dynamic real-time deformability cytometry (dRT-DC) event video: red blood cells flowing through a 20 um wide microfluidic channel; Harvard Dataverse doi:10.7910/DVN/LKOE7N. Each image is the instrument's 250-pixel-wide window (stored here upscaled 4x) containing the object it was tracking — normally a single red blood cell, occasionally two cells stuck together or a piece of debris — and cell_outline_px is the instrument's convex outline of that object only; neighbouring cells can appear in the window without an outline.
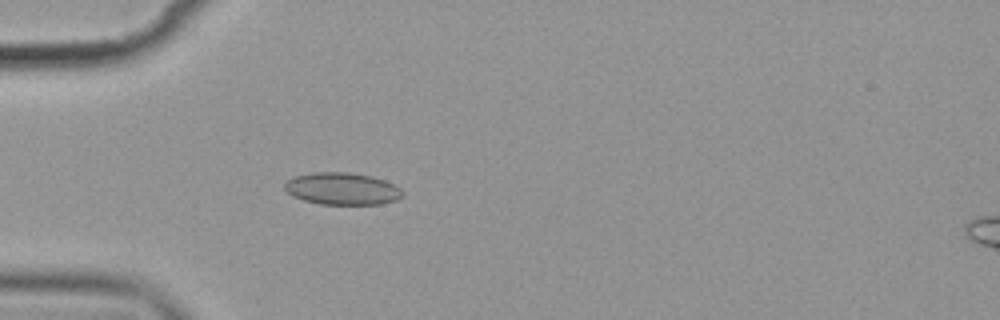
{"species": "common noctule bat (a hibernating species)", "species_latin": "Nyctalus noctula", "temperature_condition": "cold", "stored_images_in_passage": 4, "camera_frame_rate_fps": 3000, "um_per_image_px": 0.085, "animal": {"sex": "female", "body_mass_g": 19.9}, "frame": {"image": 1, "passage_image": 4, "time_ms": 3.333, "image_size_px": [1000, 320], "cell_outline_px": [[404, 196], [396, 200], [380, 204], [320, 204], [304, 200], [292, 196], [284, 188], [284, 184], [288, 180], [296, 176], [312, 172], [348, 172], [372, 176], [384, 180], [400, 188], [404, 192]], "centroid_in_image_um": [29.1, 16.04], "position_along_channel_um": 55.9, "area_um2": 22.08}}